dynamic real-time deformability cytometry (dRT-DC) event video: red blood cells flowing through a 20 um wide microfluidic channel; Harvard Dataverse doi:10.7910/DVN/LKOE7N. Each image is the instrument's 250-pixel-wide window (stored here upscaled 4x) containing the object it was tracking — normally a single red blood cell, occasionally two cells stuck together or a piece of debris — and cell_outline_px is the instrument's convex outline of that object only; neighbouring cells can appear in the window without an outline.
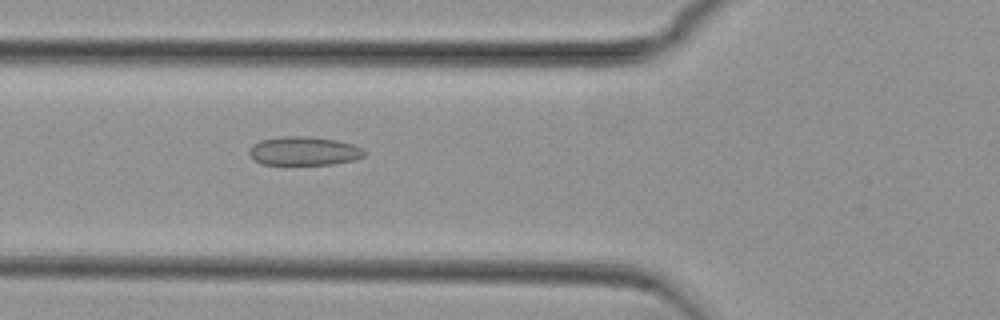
{"species": "common noctule bat (a hibernating species)", "species_latin": "Nyctalus noctula", "temperature_condition": "cold", "stored_images_in_passage": 45, "camera_frame_rate_fps": 3000, "um_per_image_px": 0.085, "animal": {"sex": "female", "body_mass_g": 29.2, "forearm_length_mm": 56.3}, "frame": {"image": 1, "passage_image": 11, "time_ms": 3.333, "image_size_px": [1000, 320], "cell_outline_px": [[364, 156], [356, 160], [332, 164], [260, 164], [248, 152], [252, 144], [260, 140], [280, 136], [308, 136], [336, 140], [352, 144], [364, 148]], "centroid_in_image_um": [25.84, 12.83], "position_along_channel_um": 100.0, "area_um2": 19.31}}
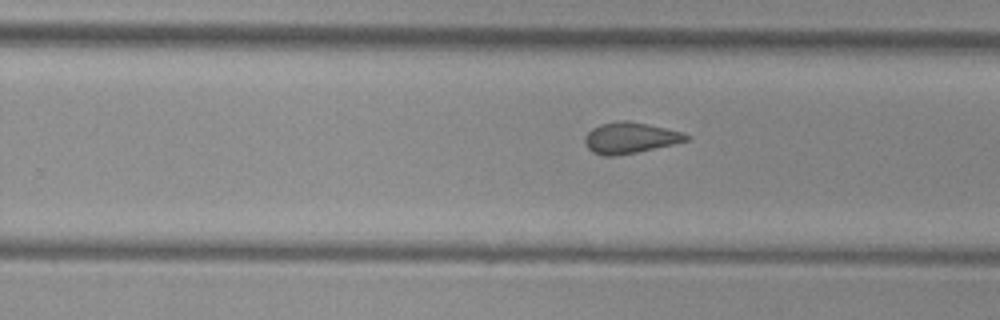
{"frame": {"image": 2, "passage_image": 25, "time_ms": 8.0, "image_size_px": [1000, 320], "cell_outline_px": [[692, 136], [688, 140], [672, 144], [636, 152], [616, 156], [604, 156], [592, 152], [588, 148], [584, 140], [584, 136], [592, 128], [600, 124], [620, 120], [628, 120], [648, 124], [684, 132]], "centroid_in_image_um": [53.55, 11.71], "position_along_channel_um": 276.2, "area_um2": 18.38}}
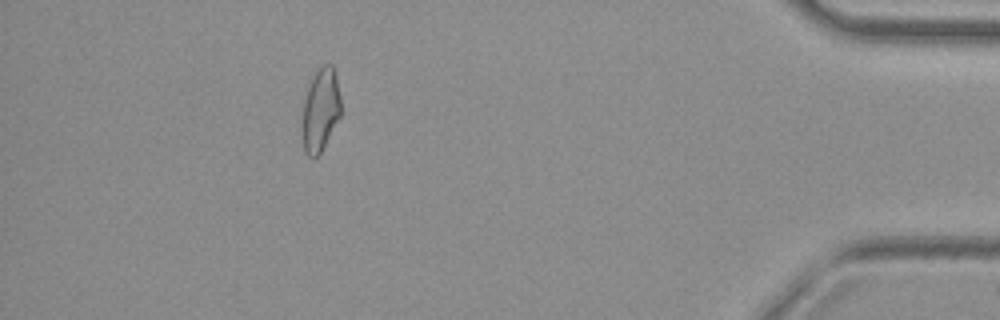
{"frame": {"image": 3, "passage_image": 40, "time_ms": 13.0, "image_size_px": [1000, 320], "cell_outline_px": [[340, 116], [320, 152], [316, 156], [308, 156], [304, 152], [300, 128], [304, 100], [308, 84], [316, 72], [324, 64], [332, 64], [336, 76], [340, 96]], "centroid_in_image_um": [27.2, 9.35], "position_along_channel_um": 408.0, "area_um2": 18.73}, "authors_computed_cell_mechanics": {"area_um2": 18.9584, "velocity_mm_per_s": 3.7752, "shape_relaxation_time_tau1_ms": null, "shape_relaxation_time_tau2_ms": 2.2725, "deformation_change_tau1": null, "deformation_change_tau2": 0.0974}}